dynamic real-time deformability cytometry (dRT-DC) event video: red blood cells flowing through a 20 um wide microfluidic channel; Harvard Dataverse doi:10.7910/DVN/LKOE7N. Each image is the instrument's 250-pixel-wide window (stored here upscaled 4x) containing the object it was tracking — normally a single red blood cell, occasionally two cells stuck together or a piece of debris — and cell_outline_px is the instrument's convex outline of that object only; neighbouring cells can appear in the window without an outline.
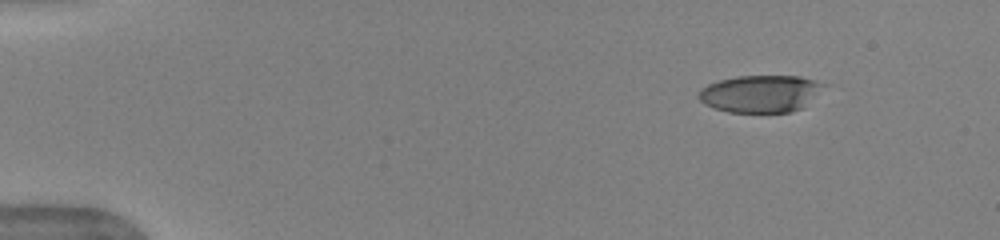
{"species": "human", "species_latin": "Homo sapiens", "temperature_condition": "warm", "stored_images_in_passage": 14, "camera_frame_rate_fps": 3000, "um_per_image_px": 0.085, "donor": {"sex": "female"}, "frame": {"image": 1, "passage_image": 3, "time_ms": 0.667, "image_size_px": [1000, 240], "cell_outline_px": [[824, 84], [800, 108], [792, 112], [728, 112], [704, 104], [700, 100], [700, 92], [708, 84], [720, 80], [736, 76], [800, 76]], "centroid_in_image_um": [64.57, 7.96], "position_along_channel_um": 20.4, "area_um2": 26.24}}
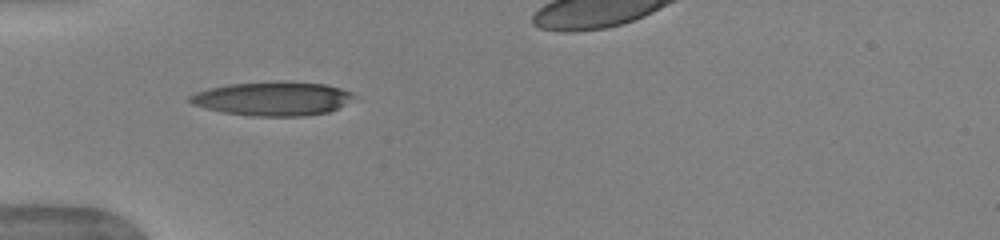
{"frame": {"image": 2, "passage_image": 8, "time_ms": 2.333, "image_size_px": [1000, 240], "cell_outline_px": [[356, 96], [344, 104], [328, 112], [304, 116], [252, 116], [224, 112], [192, 104], [188, 100], [188, 96], [196, 92], [228, 84], [324, 84], [340, 88], [352, 92]], "centroid_in_image_um": [23.16, 8.43], "position_along_channel_um": 61.8, "area_um2": 30.98}}